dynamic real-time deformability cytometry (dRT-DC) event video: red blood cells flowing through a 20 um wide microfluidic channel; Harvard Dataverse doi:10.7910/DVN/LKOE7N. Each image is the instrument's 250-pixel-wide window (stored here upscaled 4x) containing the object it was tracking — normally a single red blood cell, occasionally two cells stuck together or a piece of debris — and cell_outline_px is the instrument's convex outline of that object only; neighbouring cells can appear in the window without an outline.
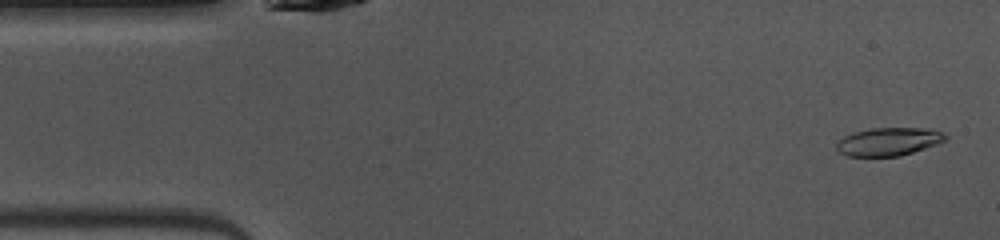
{"species": "common noctule bat (a hibernating species)", "species_latin": "Nyctalus noctula", "temperature_condition": "warm", "stored_images_in_passage": 47, "camera_frame_rate_fps": 3000, "um_per_image_px": 0.085, "animal": {"sex": "female", "body_mass_g": 10.0, "forearm_length_mm": 53.1}, "frame": {"image": 1, "passage_image": 2, "time_ms": 0.333, "image_size_px": [1000, 240], "cell_outline_px": [[948, 136], [944, 140], [936, 144], [900, 156], [848, 156], [840, 152], [836, 148], [836, 144], [844, 136], [856, 132], [872, 128], [932, 128], [944, 132]], "centroid_in_image_um": [75.56, 12.03], "position_along_channel_um": 9.4, "area_um2": 17.69}}
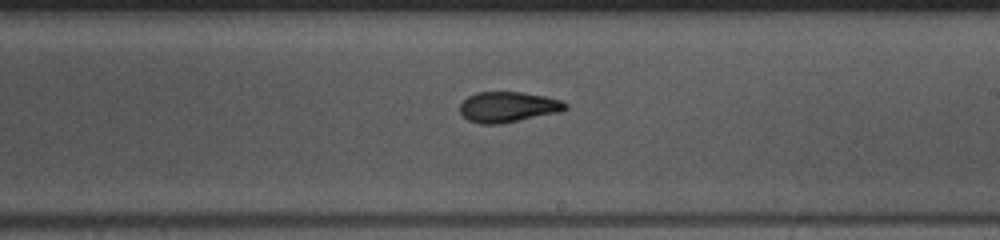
{"frame": {"image": 2, "passage_image": 26, "time_ms": 8.333, "image_size_px": [1000, 240], "cell_outline_px": [[568, 108], [560, 112], [500, 124], [480, 124], [468, 120], [460, 112], [460, 104], [468, 96], [476, 92], [520, 92], [544, 96], [560, 100], [568, 104]], "centroid_in_image_um": [43.18, 9.09], "position_along_channel_um": 245.8, "area_um2": 18.73}}
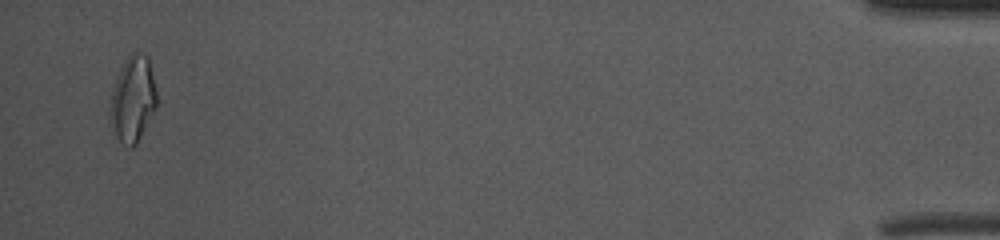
{"frame": {"image": 3, "passage_image": 46, "time_ms": 15.0, "image_size_px": [1000, 240], "cell_outline_px": [[156, 108], [136, 144], [132, 148], [128, 148], [116, 136], [108, 108], [112, 92], [120, 68], [124, 60], [132, 52], [140, 52], [148, 56], [156, 92]], "centroid_in_image_um": [11.29, 8.41], "position_along_channel_um": 423.9, "area_um2": 23.06}, "authors_computed_cell_mechanics": {"area_um2": 18.7272, "velocity_mm_per_s": 4.0731, "shape_relaxation_time_tau1_ms": 3.4232, "shape_relaxation_time_tau2_ms": 1.6081, "deformation_change_tau1": 0.1685, "deformation_change_tau2": 0.0774}}